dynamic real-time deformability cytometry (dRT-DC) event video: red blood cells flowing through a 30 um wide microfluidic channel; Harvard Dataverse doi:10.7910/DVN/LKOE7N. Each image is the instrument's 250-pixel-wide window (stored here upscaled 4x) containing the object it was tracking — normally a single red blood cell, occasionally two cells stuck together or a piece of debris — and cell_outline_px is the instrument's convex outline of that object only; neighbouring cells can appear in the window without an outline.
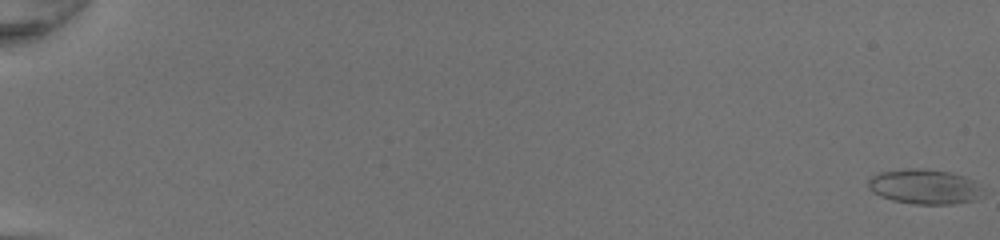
{"species": "common noctule bat (a hibernating species)", "species_latin": "Nyctalus noctula", "temperature_condition": "room temperature", "stored_images_in_passage": 52, "camera_frame_rate_fps": 3000, "um_per_image_px": 0.085, "animal": {"sex": "female", "body_mass_g": 20.0, "forearm_length_mm": 54.0}, "frame": {"image": 1, "passage_image": 1, "time_ms": 0.0, "image_size_px": [1000, 240], "cell_outline_px": [[976, 200], [952, 204], [912, 204], [892, 200], [880, 196], [872, 192], [868, 188], [868, 180], [872, 176], [880, 172], [904, 168], [924, 168], [952, 172], [964, 176], [972, 180], [976, 188]], "centroid_in_image_um": [78.45, 15.85], "position_along_channel_um": 6.5, "area_um2": 23.0}}
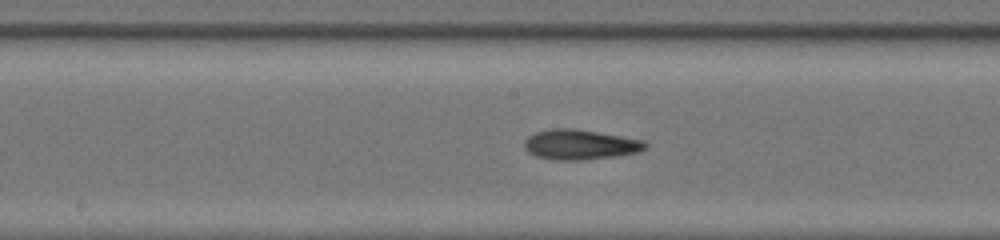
{"frame": {"image": 2, "passage_image": 30, "time_ms": 9.667, "image_size_px": [1000, 240], "cell_outline_px": [[648, 148], [640, 152], [584, 160], [556, 160], [536, 156], [528, 152], [524, 148], [524, 140], [528, 136], [536, 132], [552, 128], [576, 128], [644, 140], [648, 144]], "centroid_in_image_um": [49.32, 12.28], "position_along_channel_um": 198.9, "area_um2": 21.33}}
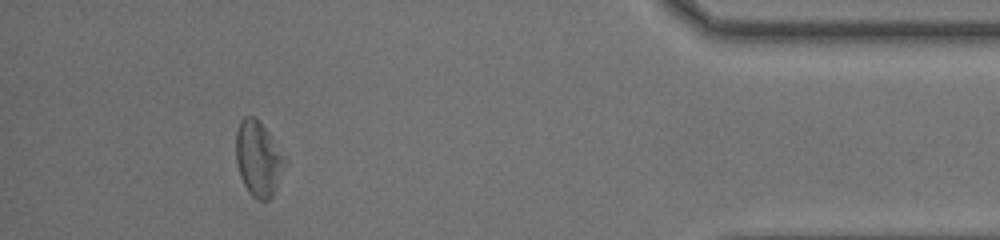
{"frame": {"image": 3, "passage_image": 48, "time_ms": 15.667, "image_size_px": [1000, 240], "cell_outline_px": [[288, 160], [276, 188], [272, 196], [268, 200], [256, 200], [248, 192], [240, 176], [236, 160], [236, 132], [240, 120], [244, 116], [256, 116], [288, 156]], "centroid_in_image_um": [21.99, 13.46], "position_along_channel_um": 413.2, "area_um2": 21.96}, "authors_computed_cell_mechanics": {"area_um2": 21.2704, "velocity_mm_per_s": 4.3038, "shape_relaxation_time_tau1_ms": 5.8614, "shape_relaxation_time_tau2_ms": 5.088, "deformation_change_tau1": 0.1424, "deformation_change_tau2": 0.1725}}